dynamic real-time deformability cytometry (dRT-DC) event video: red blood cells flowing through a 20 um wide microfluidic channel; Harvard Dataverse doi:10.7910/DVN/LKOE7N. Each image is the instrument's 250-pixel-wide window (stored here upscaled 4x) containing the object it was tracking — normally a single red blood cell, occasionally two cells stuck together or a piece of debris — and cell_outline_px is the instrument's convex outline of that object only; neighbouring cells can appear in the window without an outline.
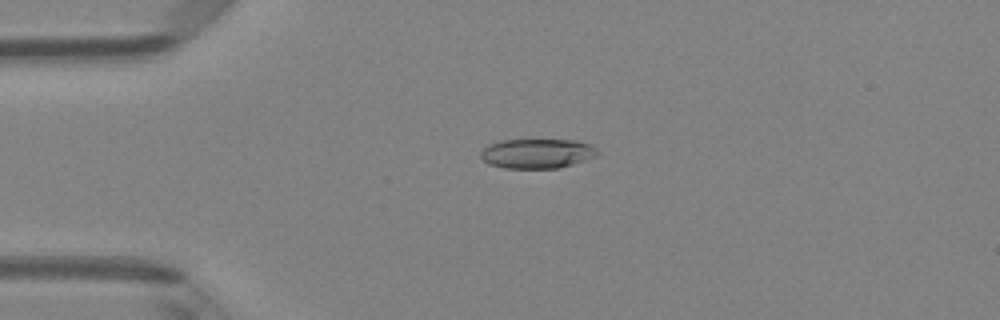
{"species": "Egyptian fruit bat (a non-hibernating species)", "species_latin": "Rousettus aegyptiacus", "temperature_condition": "room temperature", "stored_images_in_passage": 49, "camera_frame_rate_fps": 3000, "um_per_image_px": 0.085, "animal": {"sex": "female"}, "frame": {"image": 1, "passage_image": 12, "time_ms": 3.667, "image_size_px": [1000, 320], "cell_outline_px": [[600, 152], [596, 156], [560, 168], [504, 168], [488, 164], [480, 156], [480, 152], [488, 144], [500, 140], [576, 140], [588, 144], [596, 148]], "centroid_in_image_um": [45.63, 13.05], "position_along_channel_um": 39.4, "area_um2": 20.17}}
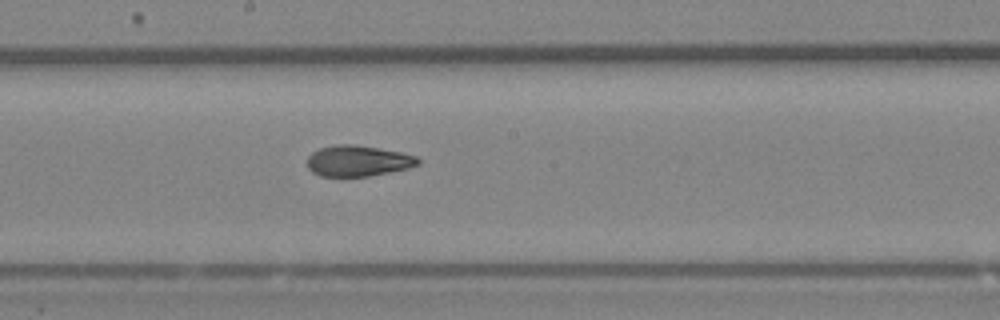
{"frame": {"image": 2, "passage_image": 27, "time_ms": 8.667, "image_size_px": [1000, 320], "cell_outline_px": [[420, 164], [408, 168], [368, 176], [320, 176], [312, 172], [308, 168], [308, 156], [312, 152], [320, 148], [340, 144], [356, 144], [400, 152], [416, 156], [420, 160]], "centroid_in_image_um": [30.42, 13.67], "position_along_channel_um": 217.8, "area_um2": 19.83}}
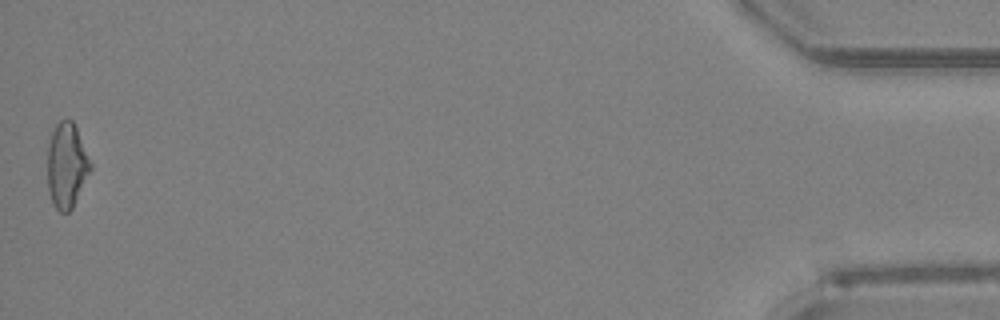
{"frame": {"image": 3, "passage_image": 49, "time_ms": 16.0, "image_size_px": [1000, 320], "cell_outline_px": [[92, 168], [72, 208], [68, 212], [60, 212], [52, 204], [48, 188], [48, 144], [52, 132], [56, 124], [60, 120], [72, 120], [76, 128], [92, 164]], "centroid_in_image_um": [5.66, 14.07], "position_along_channel_um": 429.5, "area_um2": 21.1}, "authors_computed_cell_mechanics": {"area_um2": 20.6346, "velocity_mm_per_s": 4.1697, "shape_relaxation_time_tau1_ms": 4.2387, "shape_relaxation_time_tau2_ms": 2.5815, "deformation_change_tau1": 0.1391, "deformation_change_tau2": 0.0897}}